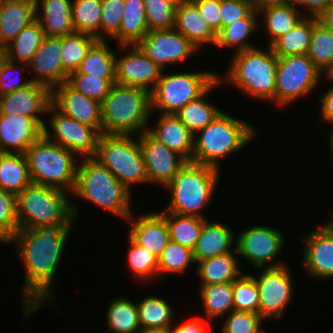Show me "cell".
Segmentation results:
<instances>
[{
  "label": "cell",
  "mask_w": 333,
  "mask_h": 333,
  "mask_svg": "<svg viewBox=\"0 0 333 333\" xmlns=\"http://www.w3.org/2000/svg\"><path fill=\"white\" fill-rule=\"evenodd\" d=\"M323 78L326 79L328 82L333 83V65L327 70Z\"/></svg>",
  "instance_id": "be15d7a7"
},
{
  "label": "cell",
  "mask_w": 333,
  "mask_h": 333,
  "mask_svg": "<svg viewBox=\"0 0 333 333\" xmlns=\"http://www.w3.org/2000/svg\"><path fill=\"white\" fill-rule=\"evenodd\" d=\"M219 174L216 168L188 161L163 187L171 200L161 212L205 218L201 210L212 200Z\"/></svg>",
  "instance_id": "52a82bcc"
},
{
  "label": "cell",
  "mask_w": 333,
  "mask_h": 333,
  "mask_svg": "<svg viewBox=\"0 0 333 333\" xmlns=\"http://www.w3.org/2000/svg\"><path fill=\"white\" fill-rule=\"evenodd\" d=\"M263 318L259 313L233 310L227 314L223 333H265L261 329Z\"/></svg>",
  "instance_id": "816d5d0a"
},
{
  "label": "cell",
  "mask_w": 333,
  "mask_h": 333,
  "mask_svg": "<svg viewBox=\"0 0 333 333\" xmlns=\"http://www.w3.org/2000/svg\"><path fill=\"white\" fill-rule=\"evenodd\" d=\"M328 138H329V143L328 144H329L330 151H331V157L333 159V127H332L331 132H329Z\"/></svg>",
  "instance_id": "e7e4bbea"
},
{
  "label": "cell",
  "mask_w": 333,
  "mask_h": 333,
  "mask_svg": "<svg viewBox=\"0 0 333 333\" xmlns=\"http://www.w3.org/2000/svg\"><path fill=\"white\" fill-rule=\"evenodd\" d=\"M304 237L303 268L307 275L333 278V225L328 221Z\"/></svg>",
  "instance_id": "d6986e66"
},
{
  "label": "cell",
  "mask_w": 333,
  "mask_h": 333,
  "mask_svg": "<svg viewBox=\"0 0 333 333\" xmlns=\"http://www.w3.org/2000/svg\"><path fill=\"white\" fill-rule=\"evenodd\" d=\"M147 125L146 133L155 141L164 143L169 149L192 161L193 134L175 114H160L157 123Z\"/></svg>",
  "instance_id": "cb8c5ba5"
},
{
  "label": "cell",
  "mask_w": 333,
  "mask_h": 333,
  "mask_svg": "<svg viewBox=\"0 0 333 333\" xmlns=\"http://www.w3.org/2000/svg\"><path fill=\"white\" fill-rule=\"evenodd\" d=\"M284 240L283 232L278 228L256 225L241 231L234 246L238 256L248 259L258 270L276 268L285 265L283 262L273 261L282 253Z\"/></svg>",
  "instance_id": "7c38bea8"
},
{
  "label": "cell",
  "mask_w": 333,
  "mask_h": 333,
  "mask_svg": "<svg viewBox=\"0 0 333 333\" xmlns=\"http://www.w3.org/2000/svg\"><path fill=\"white\" fill-rule=\"evenodd\" d=\"M138 333H169L167 330H144L141 329Z\"/></svg>",
  "instance_id": "03108f58"
},
{
  "label": "cell",
  "mask_w": 333,
  "mask_h": 333,
  "mask_svg": "<svg viewBox=\"0 0 333 333\" xmlns=\"http://www.w3.org/2000/svg\"><path fill=\"white\" fill-rule=\"evenodd\" d=\"M133 136L102 133L94 155L129 191L135 184H149L139 138Z\"/></svg>",
  "instance_id": "9c48e42d"
},
{
  "label": "cell",
  "mask_w": 333,
  "mask_h": 333,
  "mask_svg": "<svg viewBox=\"0 0 333 333\" xmlns=\"http://www.w3.org/2000/svg\"><path fill=\"white\" fill-rule=\"evenodd\" d=\"M107 43L106 40H98L74 72L101 78H115L116 55Z\"/></svg>",
  "instance_id": "74e56055"
},
{
  "label": "cell",
  "mask_w": 333,
  "mask_h": 333,
  "mask_svg": "<svg viewBox=\"0 0 333 333\" xmlns=\"http://www.w3.org/2000/svg\"><path fill=\"white\" fill-rule=\"evenodd\" d=\"M329 222L333 225V216L331 217V219L329 220Z\"/></svg>",
  "instance_id": "2644e50d"
},
{
  "label": "cell",
  "mask_w": 333,
  "mask_h": 333,
  "mask_svg": "<svg viewBox=\"0 0 333 333\" xmlns=\"http://www.w3.org/2000/svg\"><path fill=\"white\" fill-rule=\"evenodd\" d=\"M137 46L162 69L168 64L184 62L198 50L174 28L149 30Z\"/></svg>",
  "instance_id": "9a60e30c"
},
{
  "label": "cell",
  "mask_w": 333,
  "mask_h": 333,
  "mask_svg": "<svg viewBox=\"0 0 333 333\" xmlns=\"http://www.w3.org/2000/svg\"><path fill=\"white\" fill-rule=\"evenodd\" d=\"M125 0H102L101 40L112 38L120 29Z\"/></svg>",
  "instance_id": "f5cc1de1"
},
{
  "label": "cell",
  "mask_w": 333,
  "mask_h": 333,
  "mask_svg": "<svg viewBox=\"0 0 333 333\" xmlns=\"http://www.w3.org/2000/svg\"><path fill=\"white\" fill-rule=\"evenodd\" d=\"M333 84V83H332ZM320 118L322 121L333 124V86L320 97Z\"/></svg>",
  "instance_id": "680465c9"
},
{
  "label": "cell",
  "mask_w": 333,
  "mask_h": 333,
  "mask_svg": "<svg viewBox=\"0 0 333 333\" xmlns=\"http://www.w3.org/2000/svg\"><path fill=\"white\" fill-rule=\"evenodd\" d=\"M28 68L35 72V78L30 79L48 86L51 90L67 81L68 74L62 68V36H45L28 63Z\"/></svg>",
  "instance_id": "44dd1931"
},
{
  "label": "cell",
  "mask_w": 333,
  "mask_h": 333,
  "mask_svg": "<svg viewBox=\"0 0 333 333\" xmlns=\"http://www.w3.org/2000/svg\"><path fill=\"white\" fill-rule=\"evenodd\" d=\"M318 21L315 16H305L290 31L278 38L270 47L279 57L307 54L313 27Z\"/></svg>",
  "instance_id": "d6a6232c"
},
{
  "label": "cell",
  "mask_w": 333,
  "mask_h": 333,
  "mask_svg": "<svg viewBox=\"0 0 333 333\" xmlns=\"http://www.w3.org/2000/svg\"><path fill=\"white\" fill-rule=\"evenodd\" d=\"M18 229L16 195L0 189V242L10 244Z\"/></svg>",
  "instance_id": "f907efd6"
},
{
  "label": "cell",
  "mask_w": 333,
  "mask_h": 333,
  "mask_svg": "<svg viewBox=\"0 0 333 333\" xmlns=\"http://www.w3.org/2000/svg\"><path fill=\"white\" fill-rule=\"evenodd\" d=\"M289 271L287 265L261 268L260 275L254 277L260 294L258 313L264 320L274 317L281 319L291 302L294 283Z\"/></svg>",
  "instance_id": "5bb4252c"
},
{
  "label": "cell",
  "mask_w": 333,
  "mask_h": 333,
  "mask_svg": "<svg viewBox=\"0 0 333 333\" xmlns=\"http://www.w3.org/2000/svg\"><path fill=\"white\" fill-rule=\"evenodd\" d=\"M33 184L44 185L73 193L78 162L71 150L42 135L24 153Z\"/></svg>",
  "instance_id": "ba28073f"
},
{
  "label": "cell",
  "mask_w": 333,
  "mask_h": 333,
  "mask_svg": "<svg viewBox=\"0 0 333 333\" xmlns=\"http://www.w3.org/2000/svg\"><path fill=\"white\" fill-rule=\"evenodd\" d=\"M191 264H196L193 250L172 240L158 258L159 274H184Z\"/></svg>",
  "instance_id": "f6af8a7d"
},
{
  "label": "cell",
  "mask_w": 333,
  "mask_h": 333,
  "mask_svg": "<svg viewBox=\"0 0 333 333\" xmlns=\"http://www.w3.org/2000/svg\"><path fill=\"white\" fill-rule=\"evenodd\" d=\"M163 73L151 92V111L156 109L162 114H176L218 80V74L210 71Z\"/></svg>",
  "instance_id": "30bf717a"
},
{
  "label": "cell",
  "mask_w": 333,
  "mask_h": 333,
  "mask_svg": "<svg viewBox=\"0 0 333 333\" xmlns=\"http://www.w3.org/2000/svg\"><path fill=\"white\" fill-rule=\"evenodd\" d=\"M69 196L61 189L33 183L24 188L16 195L19 229L72 225L79 211Z\"/></svg>",
  "instance_id": "8992f818"
},
{
  "label": "cell",
  "mask_w": 333,
  "mask_h": 333,
  "mask_svg": "<svg viewBox=\"0 0 333 333\" xmlns=\"http://www.w3.org/2000/svg\"><path fill=\"white\" fill-rule=\"evenodd\" d=\"M170 1H172L173 3L179 5L180 3L185 2L187 0H170Z\"/></svg>",
  "instance_id": "003e7915"
},
{
  "label": "cell",
  "mask_w": 333,
  "mask_h": 333,
  "mask_svg": "<svg viewBox=\"0 0 333 333\" xmlns=\"http://www.w3.org/2000/svg\"><path fill=\"white\" fill-rule=\"evenodd\" d=\"M45 38L40 23L35 20L23 28L3 49V56L16 63L28 64Z\"/></svg>",
  "instance_id": "e575fe53"
},
{
  "label": "cell",
  "mask_w": 333,
  "mask_h": 333,
  "mask_svg": "<svg viewBox=\"0 0 333 333\" xmlns=\"http://www.w3.org/2000/svg\"><path fill=\"white\" fill-rule=\"evenodd\" d=\"M98 41L89 34L74 32L62 36V68L69 75L77 70L90 48Z\"/></svg>",
  "instance_id": "7bdbcfd3"
},
{
  "label": "cell",
  "mask_w": 333,
  "mask_h": 333,
  "mask_svg": "<svg viewBox=\"0 0 333 333\" xmlns=\"http://www.w3.org/2000/svg\"><path fill=\"white\" fill-rule=\"evenodd\" d=\"M175 30L183 34L195 47L216 43L217 34L201 17L197 7L190 1L177 5L175 13Z\"/></svg>",
  "instance_id": "4316f807"
},
{
  "label": "cell",
  "mask_w": 333,
  "mask_h": 333,
  "mask_svg": "<svg viewBox=\"0 0 333 333\" xmlns=\"http://www.w3.org/2000/svg\"><path fill=\"white\" fill-rule=\"evenodd\" d=\"M72 226L47 225L35 229H18L11 239L10 243L17 246L25 271V282L20 292L26 317L38 312L43 304L54 301L52 282Z\"/></svg>",
  "instance_id": "6da1fadb"
},
{
  "label": "cell",
  "mask_w": 333,
  "mask_h": 333,
  "mask_svg": "<svg viewBox=\"0 0 333 333\" xmlns=\"http://www.w3.org/2000/svg\"><path fill=\"white\" fill-rule=\"evenodd\" d=\"M330 6H332V7H333V0H331V2H330Z\"/></svg>",
  "instance_id": "8c879c8a"
},
{
  "label": "cell",
  "mask_w": 333,
  "mask_h": 333,
  "mask_svg": "<svg viewBox=\"0 0 333 333\" xmlns=\"http://www.w3.org/2000/svg\"><path fill=\"white\" fill-rule=\"evenodd\" d=\"M144 157L149 183L164 187L188 161L164 143L152 139L146 132L137 136Z\"/></svg>",
  "instance_id": "ffe728a7"
},
{
  "label": "cell",
  "mask_w": 333,
  "mask_h": 333,
  "mask_svg": "<svg viewBox=\"0 0 333 333\" xmlns=\"http://www.w3.org/2000/svg\"><path fill=\"white\" fill-rule=\"evenodd\" d=\"M323 76L324 74L307 54L279 57L276 70L275 104L286 107L305 94L312 93Z\"/></svg>",
  "instance_id": "8fae6325"
},
{
  "label": "cell",
  "mask_w": 333,
  "mask_h": 333,
  "mask_svg": "<svg viewBox=\"0 0 333 333\" xmlns=\"http://www.w3.org/2000/svg\"><path fill=\"white\" fill-rule=\"evenodd\" d=\"M318 21L326 28L333 31V7L328 6L320 15L317 16Z\"/></svg>",
  "instance_id": "6125c7cd"
},
{
  "label": "cell",
  "mask_w": 333,
  "mask_h": 333,
  "mask_svg": "<svg viewBox=\"0 0 333 333\" xmlns=\"http://www.w3.org/2000/svg\"><path fill=\"white\" fill-rule=\"evenodd\" d=\"M47 113L53 114L49 123L52 133L47 124L43 127V135L48 140L81 155V158L95 155L101 134L94 127L63 115L52 104Z\"/></svg>",
  "instance_id": "4fadbf2b"
},
{
  "label": "cell",
  "mask_w": 333,
  "mask_h": 333,
  "mask_svg": "<svg viewBox=\"0 0 333 333\" xmlns=\"http://www.w3.org/2000/svg\"><path fill=\"white\" fill-rule=\"evenodd\" d=\"M199 291L207 320L213 321L234 310L233 283L205 285Z\"/></svg>",
  "instance_id": "f35d334b"
},
{
  "label": "cell",
  "mask_w": 333,
  "mask_h": 333,
  "mask_svg": "<svg viewBox=\"0 0 333 333\" xmlns=\"http://www.w3.org/2000/svg\"><path fill=\"white\" fill-rule=\"evenodd\" d=\"M51 104L63 115L94 127L102 134L101 103L76 91L67 82L52 89Z\"/></svg>",
  "instance_id": "ac0fdd59"
},
{
  "label": "cell",
  "mask_w": 333,
  "mask_h": 333,
  "mask_svg": "<svg viewBox=\"0 0 333 333\" xmlns=\"http://www.w3.org/2000/svg\"><path fill=\"white\" fill-rule=\"evenodd\" d=\"M35 5L22 0H0V46L4 49L36 20Z\"/></svg>",
  "instance_id": "83f0119b"
},
{
  "label": "cell",
  "mask_w": 333,
  "mask_h": 333,
  "mask_svg": "<svg viewBox=\"0 0 333 333\" xmlns=\"http://www.w3.org/2000/svg\"><path fill=\"white\" fill-rule=\"evenodd\" d=\"M130 50L122 58L116 57V83L139 87L150 93L161 78L163 69L150 59L137 45H119Z\"/></svg>",
  "instance_id": "2e32d148"
},
{
  "label": "cell",
  "mask_w": 333,
  "mask_h": 333,
  "mask_svg": "<svg viewBox=\"0 0 333 333\" xmlns=\"http://www.w3.org/2000/svg\"><path fill=\"white\" fill-rule=\"evenodd\" d=\"M258 13L254 9L247 17L223 27L217 33L215 45L220 49L225 47L234 48L233 53L257 48L247 40L259 29L260 14Z\"/></svg>",
  "instance_id": "1f68e13d"
},
{
  "label": "cell",
  "mask_w": 333,
  "mask_h": 333,
  "mask_svg": "<svg viewBox=\"0 0 333 333\" xmlns=\"http://www.w3.org/2000/svg\"><path fill=\"white\" fill-rule=\"evenodd\" d=\"M234 254L238 255L236 249L230 253L198 261L196 272L198 278H201L200 286L233 283L243 271Z\"/></svg>",
  "instance_id": "f1b7e54d"
},
{
  "label": "cell",
  "mask_w": 333,
  "mask_h": 333,
  "mask_svg": "<svg viewBox=\"0 0 333 333\" xmlns=\"http://www.w3.org/2000/svg\"><path fill=\"white\" fill-rule=\"evenodd\" d=\"M267 49L257 47L234 53L228 72L225 76L219 74L218 80L238 87L250 97L275 103L278 57L271 47Z\"/></svg>",
  "instance_id": "5b68a950"
},
{
  "label": "cell",
  "mask_w": 333,
  "mask_h": 333,
  "mask_svg": "<svg viewBox=\"0 0 333 333\" xmlns=\"http://www.w3.org/2000/svg\"><path fill=\"white\" fill-rule=\"evenodd\" d=\"M149 32L143 0H125L119 31L112 37L119 45H137Z\"/></svg>",
  "instance_id": "f546056e"
},
{
  "label": "cell",
  "mask_w": 333,
  "mask_h": 333,
  "mask_svg": "<svg viewBox=\"0 0 333 333\" xmlns=\"http://www.w3.org/2000/svg\"><path fill=\"white\" fill-rule=\"evenodd\" d=\"M141 329L167 330L172 327L173 310L171 304L156 295L148 296L137 303Z\"/></svg>",
  "instance_id": "8d00e7d4"
},
{
  "label": "cell",
  "mask_w": 333,
  "mask_h": 333,
  "mask_svg": "<svg viewBox=\"0 0 333 333\" xmlns=\"http://www.w3.org/2000/svg\"><path fill=\"white\" fill-rule=\"evenodd\" d=\"M138 217L136 219L131 215L126 220L132 224L128 236L136 244L146 248L159 258L170 241L169 228L165 217L160 212L155 211Z\"/></svg>",
  "instance_id": "603a6c76"
},
{
  "label": "cell",
  "mask_w": 333,
  "mask_h": 333,
  "mask_svg": "<svg viewBox=\"0 0 333 333\" xmlns=\"http://www.w3.org/2000/svg\"><path fill=\"white\" fill-rule=\"evenodd\" d=\"M35 8L36 20L40 23L45 36L61 37L76 32L71 0H39Z\"/></svg>",
  "instance_id": "d4e9b609"
},
{
  "label": "cell",
  "mask_w": 333,
  "mask_h": 333,
  "mask_svg": "<svg viewBox=\"0 0 333 333\" xmlns=\"http://www.w3.org/2000/svg\"><path fill=\"white\" fill-rule=\"evenodd\" d=\"M72 19L76 32L101 40L102 0H72Z\"/></svg>",
  "instance_id": "b9f144b4"
},
{
  "label": "cell",
  "mask_w": 333,
  "mask_h": 333,
  "mask_svg": "<svg viewBox=\"0 0 333 333\" xmlns=\"http://www.w3.org/2000/svg\"><path fill=\"white\" fill-rule=\"evenodd\" d=\"M149 30L172 29L177 4L170 0H143Z\"/></svg>",
  "instance_id": "681fc988"
},
{
  "label": "cell",
  "mask_w": 333,
  "mask_h": 333,
  "mask_svg": "<svg viewBox=\"0 0 333 333\" xmlns=\"http://www.w3.org/2000/svg\"><path fill=\"white\" fill-rule=\"evenodd\" d=\"M307 55L323 74L333 65V31L319 21L313 27Z\"/></svg>",
  "instance_id": "ee69618b"
},
{
  "label": "cell",
  "mask_w": 333,
  "mask_h": 333,
  "mask_svg": "<svg viewBox=\"0 0 333 333\" xmlns=\"http://www.w3.org/2000/svg\"><path fill=\"white\" fill-rule=\"evenodd\" d=\"M198 9L201 17L217 34L221 30L220 0H190Z\"/></svg>",
  "instance_id": "9f6ffc18"
},
{
  "label": "cell",
  "mask_w": 333,
  "mask_h": 333,
  "mask_svg": "<svg viewBox=\"0 0 333 333\" xmlns=\"http://www.w3.org/2000/svg\"><path fill=\"white\" fill-rule=\"evenodd\" d=\"M66 82L76 91L102 103L108 96L112 85L116 82V78H101L85 73L72 72L68 75Z\"/></svg>",
  "instance_id": "bcb514c9"
},
{
  "label": "cell",
  "mask_w": 333,
  "mask_h": 333,
  "mask_svg": "<svg viewBox=\"0 0 333 333\" xmlns=\"http://www.w3.org/2000/svg\"><path fill=\"white\" fill-rule=\"evenodd\" d=\"M31 184L25 154L0 152V189L17 195Z\"/></svg>",
  "instance_id": "4dcf8cb0"
},
{
  "label": "cell",
  "mask_w": 333,
  "mask_h": 333,
  "mask_svg": "<svg viewBox=\"0 0 333 333\" xmlns=\"http://www.w3.org/2000/svg\"><path fill=\"white\" fill-rule=\"evenodd\" d=\"M251 2L253 3V7L256 11L269 6L295 4V0H251Z\"/></svg>",
  "instance_id": "94428289"
},
{
  "label": "cell",
  "mask_w": 333,
  "mask_h": 333,
  "mask_svg": "<svg viewBox=\"0 0 333 333\" xmlns=\"http://www.w3.org/2000/svg\"><path fill=\"white\" fill-rule=\"evenodd\" d=\"M260 294L254 276L240 275L233 282V308L237 311L258 313Z\"/></svg>",
  "instance_id": "c3c4849f"
},
{
  "label": "cell",
  "mask_w": 333,
  "mask_h": 333,
  "mask_svg": "<svg viewBox=\"0 0 333 333\" xmlns=\"http://www.w3.org/2000/svg\"><path fill=\"white\" fill-rule=\"evenodd\" d=\"M76 186L72 194L126 221L131 215V191L94 156L78 163Z\"/></svg>",
  "instance_id": "3957f363"
},
{
  "label": "cell",
  "mask_w": 333,
  "mask_h": 333,
  "mask_svg": "<svg viewBox=\"0 0 333 333\" xmlns=\"http://www.w3.org/2000/svg\"><path fill=\"white\" fill-rule=\"evenodd\" d=\"M101 110L102 133L140 135L151 121V93L115 82L101 103Z\"/></svg>",
  "instance_id": "277c9868"
},
{
  "label": "cell",
  "mask_w": 333,
  "mask_h": 333,
  "mask_svg": "<svg viewBox=\"0 0 333 333\" xmlns=\"http://www.w3.org/2000/svg\"><path fill=\"white\" fill-rule=\"evenodd\" d=\"M3 57V48L0 46V58Z\"/></svg>",
  "instance_id": "89a4df30"
},
{
  "label": "cell",
  "mask_w": 333,
  "mask_h": 333,
  "mask_svg": "<svg viewBox=\"0 0 333 333\" xmlns=\"http://www.w3.org/2000/svg\"><path fill=\"white\" fill-rule=\"evenodd\" d=\"M22 1H27V2H30L34 5H36L39 0H22Z\"/></svg>",
  "instance_id": "a7ac6f4b"
},
{
  "label": "cell",
  "mask_w": 333,
  "mask_h": 333,
  "mask_svg": "<svg viewBox=\"0 0 333 333\" xmlns=\"http://www.w3.org/2000/svg\"><path fill=\"white\" fill-rule=\"evenodd\" d=\"M331 0H295V5L303 7L307 13V16L320 15L329 5Z\"/></svg>",
  "instance_id": "91938a15"
},
{
  "label": "cell",
  "mask_w": 333,
  "mask_h": 333,
  "mask_svg": "<svg viewBox=\"0 0 333 333\" xmlns=\"http://www.w3.org/2000/svg\"><path fill=\"white\" fill-rule=\"evenodd\" d=\"M169 228L170 240L194 249L206 218L199 216L178 215L172 212H160Z\"/></svg>",
  "instance_id": "ab89813d"
},
{
  "label": "cell",
  "mask_w": 333,
  "mask_h": 333,
  "mask_svg": "<svg viewBox=\"0 0 333 333\" xmlns=\"http://www.w3.org/2000/svg\"><path fill=\"white\" fill-rule=\"evenodd\" d=\"M255 131L251 124L222 111L193 136L191 162L220 170V160L242 150L246 144L252 142L257 136Z\"/></svg>",
  "instance_id": "7a4b0ae2"
},
{
  "label": "cell",
  "mask_w": 333,
  "mask_h": 333,
  "mask_svg": "<svg viewBox=\"0 0 333 333\" xmlns=\"http://www.w3.org/2000/svg\"><path fill=\"white\" fill-rule=\"evenodd\" d=\"M219 83L220 81L217 80L203 95L187 103L175 114L193 135L205 128L222 112L206 99L208 93Z\"/></svg>",
  "instance_id": "d590c367"
},
{
  "label": "cell",
  "mask_w": 333,
  "mask_h": 333,
  "mask_svg": "<svg viewBox=\"0 0 333 333\" xmlns=\"http://www.w3.org/2000/svg\"><path fill=\"white\" fill-rule=\"evenodd\" d=\"M16 64H21V66L28 68V64L16 63L8 60L4 56L0 58V96L28 86L32 82L31 80H22L24 78H21L19 74L23 73V69L17 72L18 70L16 69L18 65Z\"/></svg>",
  "instance_id": "db71d44e"
},
{
  "label": "cell",
  "mask_w": 333,
  "mask_h": 333,
  "mask_svg": "<svg viewBox=\"0 0 333 333\" xmlns=\"http://www.w3.org/2000/svg\"><path fill=\"white\" fill-rule=\"evenodd\" d=\"M207 321V322H206ZM211 321H201L199 318L192 319L191 321L177 325L175 328L171 327L169 333H208L206 324H210ZM174 328V329H173Z\"/></svg>",
  "instance_id": "6f0895ef"
},
{
  "label": "cell",
  "mask_w": 333,
  "mask_h": 333,
  "mask_svg": "<svg viewBox=\"0 0 333 333\" xmlns=\"http://www.w3.org/2000/svg\"><path fill=\"white\" fill-rule=\"evenodd\" d=\"M42 135L33 118L0 114V152L25 153Z\"/></svg>",
  "instance_id": "7402d4cb"
},
{
  "label": "cell",
  "mask_w": 333,
  "mask_h": 333,
  "mask_svg": "<svg viewBox=\"0 0 333 333\" xmlns=\"http://www.w3.org/2000/svg\"><path fill=\"white\" fill-rule=\"evenodd\" d=\"M253 10L251 0H220L221 29L247 17Z\"/></svg>",
  "instance_id": "11a10c76"
},
{
  "label": "cell",
  "mask_w": 333,
  "mask_h": 333,
  "mask_svg": "<svg viewBox=\"0 0 333 333\" xmlns=\"http://www.w3.org/2000/svg\"><path fill=\"white\" fill-rule=\"evenodd\" d=\"M52 90L41 83L28 86L0 96V114L22 115L33 118L42 128L46 122L41 118L51 105Z\"/></svg>",
  "instance_id": "e0dca14e"
},
{
  "label": "cell",
  "mask_w": 333,
  "mask_h": 333,
  "mask_svg": "<svg viewBox=\"0 0 333 333\" xmlns=\"http://www.w3.org/2000/svg\"><path fill=\"white\" fill-rule=\"evenodd\" d=\"M229 226L220 222H204L202 231L193 249L195 262L234 251L236 236ZM233 249V250H232Z\"/></svg>",
  "instance_id": "484cf974"
},
{
  "label": "cell",
  "mask_w": 333,
  "mask_h": 333,
  "mask_svg": "<svg viewBox=\"0 0 333 333\" xmlns=\"http://www.w3.org/2000/svg\"><path fill=\"white\" fill-rule=\"evenodd\" d=\"M295 4L269 6L260 9L266 34L269 38L267 46H271L278 38L290 31L305 15L301 13Z\"/></svg>",
  "instance_id": "836d02e7"
},
{
  "label": "cell",
  "mask_w": 333,
  "mask_h": 333,
  "mask_svg": "<svg viewBox=\"0 0 333 333\" xmlns=\"http://www.w3.org/2000/svg\"><path fill=\"white\" fill-rule=\"evenodd\" d=\"M129 239V249L127 253V261L129 264V268L131 273L135 275L139 279L143 281L145 279L157 278L159 274V265H158V257L151 252H149L146 248L141 247L136 244L130 237Z\"/></svg>",
  "instance_id": "7dc6e473"
},
{
  "label": "cell",
  "mask_w": 333,
  "mask_h": 333,
  "mask_svg": "<svg viewBox=\"0 0 333 333\" xmlns=\"http://www.w3.org/2000/svg\"><path fill=\"white\" fill-rule=\"evenodd\" d=\"M106 313L108 327L113 333H138L141 330L136 302L125 297L114 298Z\"/></svg>",
  "instance_id": "60d3db41"
}]
</instances>
